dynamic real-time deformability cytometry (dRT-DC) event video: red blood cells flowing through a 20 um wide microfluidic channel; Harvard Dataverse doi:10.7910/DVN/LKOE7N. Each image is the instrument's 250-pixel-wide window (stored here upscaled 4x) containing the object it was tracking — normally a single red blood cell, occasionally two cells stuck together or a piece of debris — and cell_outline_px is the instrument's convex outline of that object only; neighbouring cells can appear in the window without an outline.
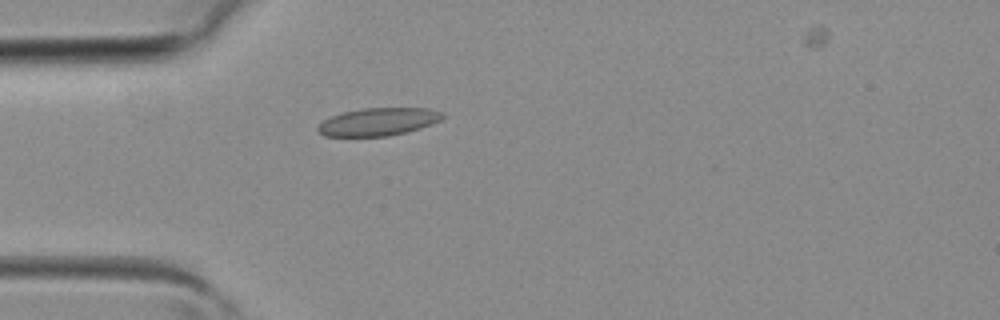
{"species": "common noctule bat (a hibernating species)", "species_latin": "Nyctalus noctula", "temperature_condition": "room temperature", "stored_images_in_passage": 4, "camera_frame_rate_fps": 3000, "um_per_image_px": 0.085, "animal": {"sex": "female", "body_mass_g": 19.3, "forearm_length_mm": 54.1}, "frame": {"image": 1, "passage_image": 4, "time_ms": 1.0, "image_size_px": [1000, 320], "cell_outline_px": [[444, 116], [440, 120], [420, 128], [388, 136], [324, 136], [316, 128], [324, 120], [340, 112], [364, 108], [428, 108], [444, 112]], "centroid_in_image_um": [32.15, 10.34], "position_along_channel_um": 52.8, "area_um2": 20.06}}